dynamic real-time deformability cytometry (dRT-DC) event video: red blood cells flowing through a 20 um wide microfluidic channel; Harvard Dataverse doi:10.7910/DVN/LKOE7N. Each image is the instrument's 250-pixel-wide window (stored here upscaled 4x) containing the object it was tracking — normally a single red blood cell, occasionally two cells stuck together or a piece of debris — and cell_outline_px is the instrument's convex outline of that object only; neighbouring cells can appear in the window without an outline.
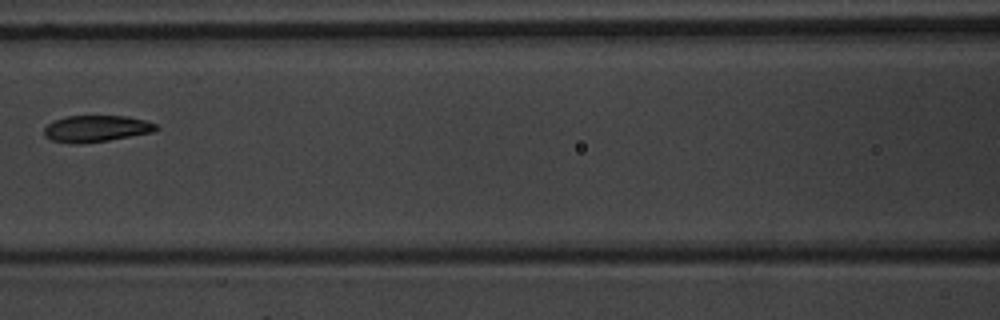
{"species": "common noctule bat (a hibernating species)", "species_latin": "Nyctalus noctula", "temperature_condition": "warm", "stored_images_in_passage": 6, "camera_frame_rate_fps": 3000, "um_per_image_px": 0.085, "animal": {"sex": "male", "body_mass_g": 20.1, "forearm_length_mm": 53.5}, "frame": {"image": 1, "passage_image": 5, "time_ms": 5.0, "image_size_px": [1000, 320], "cell_outline_px": [[160, 128], [152, 132], [108, 140], [76, 144], [68, 144], [52, 140], [44, 136], [44, 128], [48, 124], [64, 116], [128, 116], [144, 120], [156, 124]], "centroid_in_image_um": [8.16, 10.93], "position_along_channel_um": 158.4, "area_um2": 17.28}}
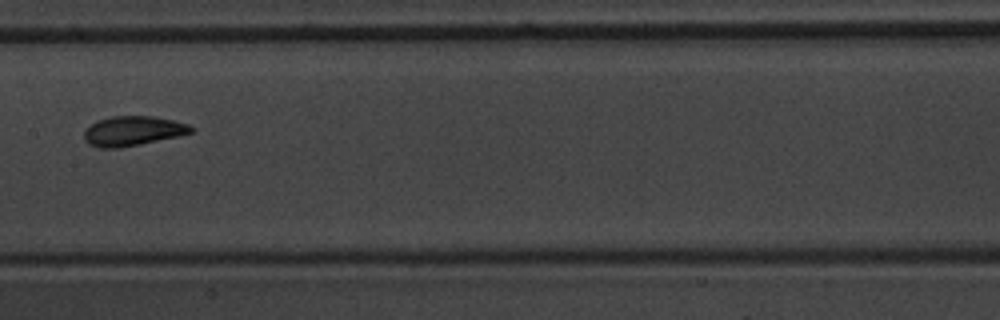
{"frame": {"image": 2, "passage_image": 6, "time_ms": 6.0, "image_size_px": [1000, 320], "cell_outline_px": [[196, 128], [192, 132], [176, 136], [140, 144], [120, 148], [96, 148], [88, 144], [84, 140], [84, 128], [100, 120], [112, 116], [152, 116], [172, 120], [188, 124]], "centroid_in_image_um": [11.25, 11.14], "position_along_channel_um": 196.1, "area_um2": 18.44}}